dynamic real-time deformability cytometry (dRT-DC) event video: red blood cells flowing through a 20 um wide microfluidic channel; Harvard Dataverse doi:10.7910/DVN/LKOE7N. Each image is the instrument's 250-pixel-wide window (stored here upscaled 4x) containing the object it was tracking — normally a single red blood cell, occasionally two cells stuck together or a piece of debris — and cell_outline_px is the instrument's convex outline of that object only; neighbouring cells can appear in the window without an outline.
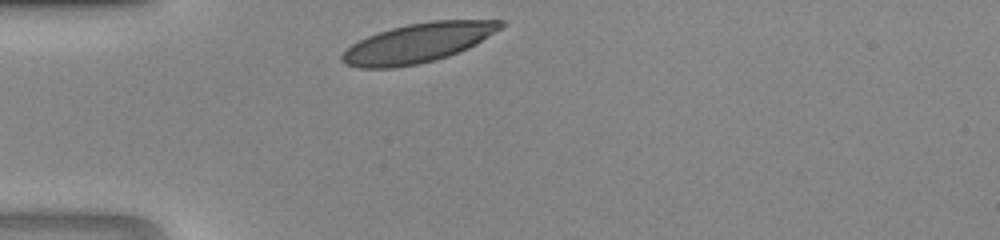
{"species": "human", "species_latin": "Homo sapiens", "temperature_condition": "room temperature", "stored_images_in_passage": 25, "camera_frame_rate_fps": 3000, "um_per_image_px": 0.085, "donor": {"sex": "male"}, "frame": {"image": 1, "passage_image": 1, "time_ms": 0.0, "image_size_px": [1000, 240], "cell_outline_px": [[508, 24], [476, 44], [460, 52], [436, 60], [416, 64], [392, 68], [360, 68], [348, 64], [340, 60], [340, 56], [352, 44], [368, 36], [392, 28], [408, 24], [432, 20], [504, 20]], "centroid_in_image_um": [35.58, 3.64], "position_along_channel_um": 49.4, "area_um2": 36.18}}
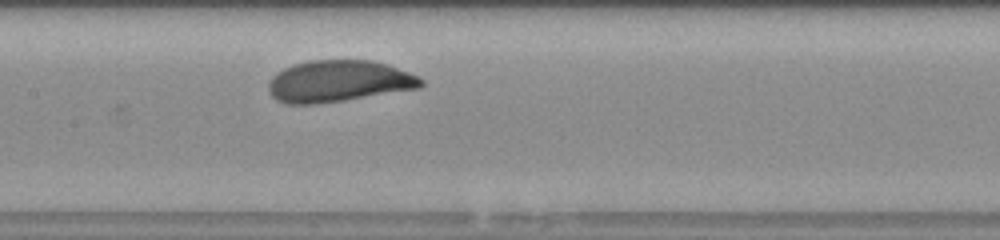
{"frame": {"image": 2, "passage_image": 11, "time_ms": 3.333, "image_size_px": [1000, 240], "cell_outline_px": [[424, 84], [420, 88], [344, 100], [316, 104], [284, 104], [276, 100], [268, 92], [268, 84], [272, 76], [276, 72], [284, 68], [308, 60], [372, 60], [388, 64], [420, 76], [424, 80]], "centroid_in_image_um": [28.79, 6.9], "position_along_channel_um": 178.6, "area_um2": 37.28}}
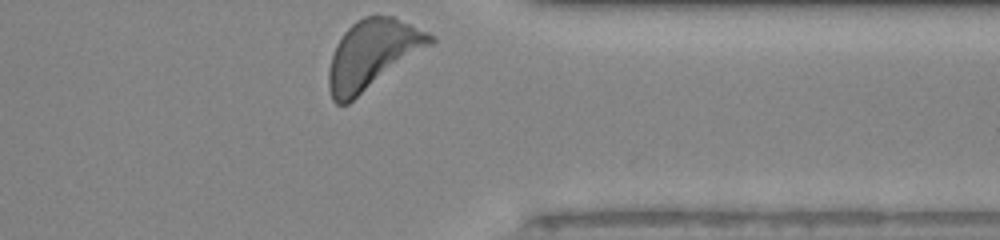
{"frame": {"image": 3, "passage_image": 25, "time_ms": 8.0, "image_size_px": [1000, 240], "cell_outline_px": [[436, 40], [432, 44], [348, 104], [336, 104], [332, 100], [328, 88], [328, 72], [332, 56], [336, 44], [344, 32], [356, 20], [364, 16], [392, 16], [436, 36]], "centroid_in_image_um": [31.64, 4.64], "position_along_channel_um": 379.8, "area_um2": 40.52}}